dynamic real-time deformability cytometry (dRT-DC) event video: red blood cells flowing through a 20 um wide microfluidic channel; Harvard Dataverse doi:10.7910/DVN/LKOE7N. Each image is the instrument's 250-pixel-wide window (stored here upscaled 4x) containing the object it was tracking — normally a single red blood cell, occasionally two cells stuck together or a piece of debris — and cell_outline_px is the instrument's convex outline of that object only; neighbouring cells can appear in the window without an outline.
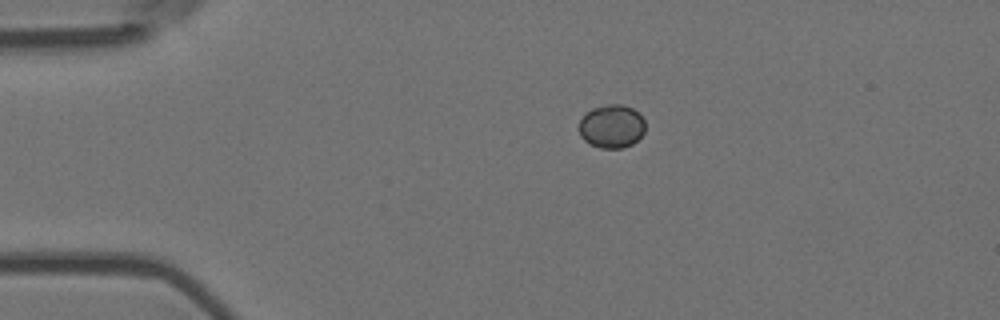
{"species": "Egyptian fruit bat (a non-hibernating species)", "species_latin": "Rousettus aegyptiacus", "temperature_condition": "room temperature", "stored_images_in_passage": 4, "camera_frame_rate_fps": 3000, "um_per_image_px": 0.085, "animal": {"sex": "female"}, "frame": {"image": 1, "passage_image": 1, "time_ms": 0.0, "image_size_px": [1000, 320], "cell_outline_px": [[644, 132], [632, 144], [620, 148], [600, 148], [584, 140], [580, 136], [580, 120], [592, 108], [604, 104], [624, 104], [632, 108], [644, 120]], "centroid_in_image_um": [51.99, 10.72], "position_along_channel_um": 33.0, "area_um2": 16.53}}
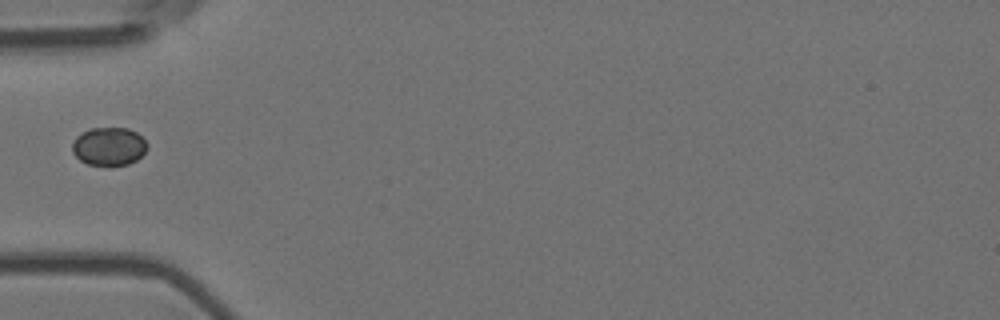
{"frame": {"image": 2, "passage_image": 3, "time_ms": 0.667, "image_size_px": [1000, 320], "cell_outline_px": [[148, 148], [136, 160], [128, 164], [88, 164], [80, 160], [72, 152], [72, 144], [76, 136], [92, 128], [128, 128], [136, 132], [148, 144]], "centroid_in_image_um": [9.26, 12.43], "position_along_channel_um": 75.7, "area_um2": 16.42}}
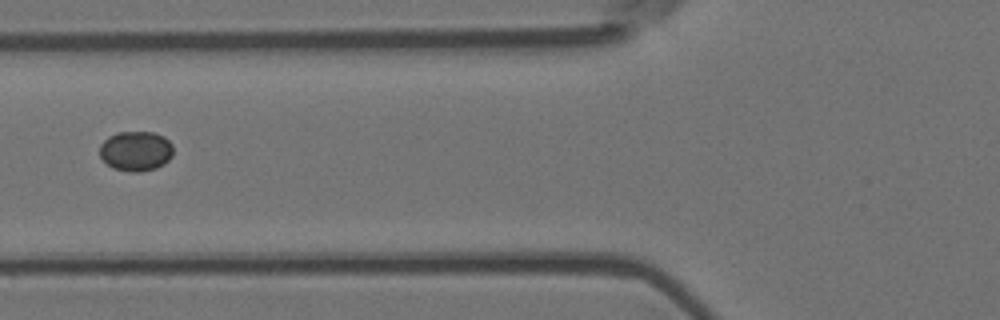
{"frame": {"image": 3, "passage_image": 4, "time_ms": 1.0, "image_size_px": [1000, 320], "cell_outline_px": [[172, 156], [164, 164], [156, 168], [140, 172], [132, 172], [112, 168], [100, 156], [100, 144], [108, 136], [116, 132], [152, 132], [164, 136], [172, 144]], "centroid_in_image_um": [11.54, 12.83], "position_along_channel_um": 114.3, "area_um2": 17.17}}